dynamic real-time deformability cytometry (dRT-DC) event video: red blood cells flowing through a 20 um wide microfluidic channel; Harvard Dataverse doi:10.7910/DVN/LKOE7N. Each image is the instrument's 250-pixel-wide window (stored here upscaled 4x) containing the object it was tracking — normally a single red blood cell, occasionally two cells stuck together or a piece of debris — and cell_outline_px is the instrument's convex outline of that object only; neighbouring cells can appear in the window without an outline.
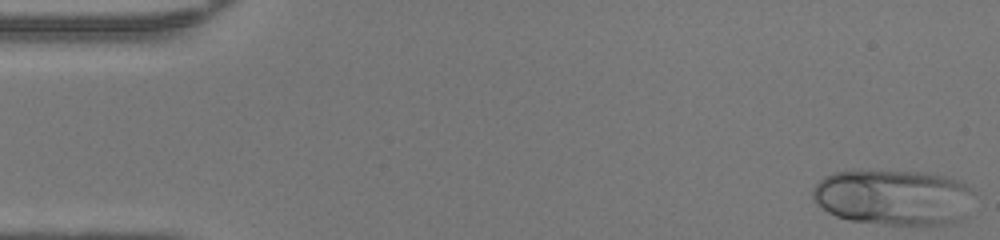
{"species": "human", "species_latin": "Homo sapiens", "temperature_condition": "warm", "stored_images_in_passage": 47, "camera_frame_rate_fps": 3000, "um_per_image_px": 0.085, "donor": {"sex": "female"}, "frame": {"image": 1, "passage_image": 1, "time_ms": 0.0, "image_size_px": [1000, 240], "cell_outline_px": [[976, 192], [968, 216], [964, 220], [956, 224], [884, 224], [848, 220], [836, 216], [828, 212], [816, 204], [812, 200], [812, 188], [824, 176], [832, 172], [856, 168], [860, 168], [924, 172], [944, 176], [956, 180], [972, 188]], "centroid_in_image_um": [75.96, 16.74], "position_along_channel_um": 9.0, "area_um2": 54.22}}
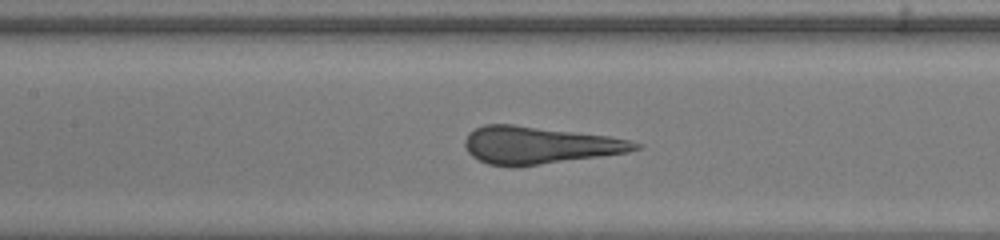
{"frame": {"image": 2, "passage_image": 21, "time_ms": 6.667, "image_size_px": [1000, 240], "cell_outline_px": [[644, 144], [640, 148], [628, 152], [600, 156], [540, 164], [488, 164], [472, 156], [468, 152], [464, 144], [464, 140], [468, 132], [484, 124], [512, 124], [608, 136], [632, 140]], "centroid_in_image_um": [45.86, 12.31], "position_along_channel_um": 161.5, "area_um2": 36.36}}
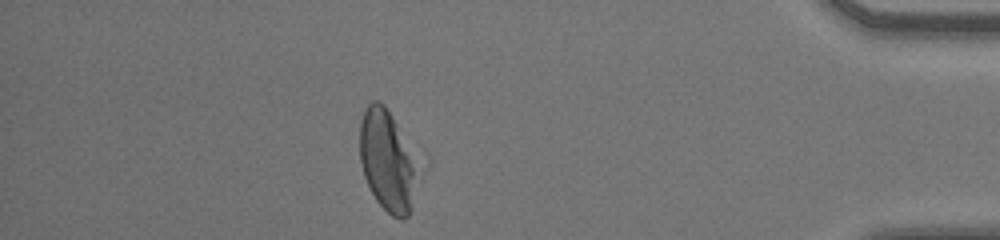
{"frame": {"image": 3, "passage_image": 41, "time_ms": 13.333, "image_size_px": [1000, 240], "cell_outline_px": [[432, 160], [412, 208], [408, 216], [404, 220], [400, 220], [392, 216], [376, 200], [364, 176], [360, 160], [360, 120], [364, 108], [372, 100], [380, 100], [384, 104], [428, 152]], "centroid_in_image_um": [33.27, 13.59], "position_along_channel_um": 401.9, "area_um2": 39.94}, "authors_computed_cell_mechanics": {"area_um2": 38.8994, "velocity_mm_per_s": 4.3307, "shape_relaxation_time_tau1_ms": 4.9786, "shape_relaxation_time_tau2_ms": null, "deformation_change_tau1": 0.2054, "deformation_change_tau2": null}}